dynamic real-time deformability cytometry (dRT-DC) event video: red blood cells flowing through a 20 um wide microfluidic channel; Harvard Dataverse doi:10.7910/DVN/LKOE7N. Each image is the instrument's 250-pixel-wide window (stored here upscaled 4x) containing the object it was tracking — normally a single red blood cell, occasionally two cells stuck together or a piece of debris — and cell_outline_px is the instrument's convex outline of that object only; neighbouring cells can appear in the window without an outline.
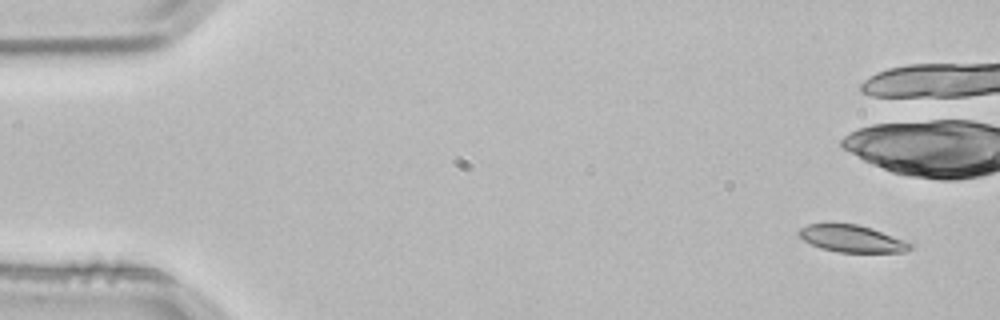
{"species": "common noctule bat (a hibernating species)", "species_latin": "Nyctalus noctula", "temperature_condition": "room temperature", "stored_images_in_passage": 3, "camera_frame_rate_fps": 3000, "um_per_image_px": 0.085, "animal": {"sex": "male", "body_mass_g": 21.5, "forearm_length_mm": 52.0}, "frame": {"image": 1, "passage_image": 1, "time_ms": 0.0, "image_size_px": [1000, 320], "cell_outline_px": [[912, 248], [904, 252], [836, 252], [820, 248], [804, 240], [796, 232], [800, 228], [808, 224], [856, 224], [872, 228], [912, 244]], "centroid_in_image_um": [72.37, 20.29], "position_along_channel_um": 12.6, "area_um2": 17.28}}